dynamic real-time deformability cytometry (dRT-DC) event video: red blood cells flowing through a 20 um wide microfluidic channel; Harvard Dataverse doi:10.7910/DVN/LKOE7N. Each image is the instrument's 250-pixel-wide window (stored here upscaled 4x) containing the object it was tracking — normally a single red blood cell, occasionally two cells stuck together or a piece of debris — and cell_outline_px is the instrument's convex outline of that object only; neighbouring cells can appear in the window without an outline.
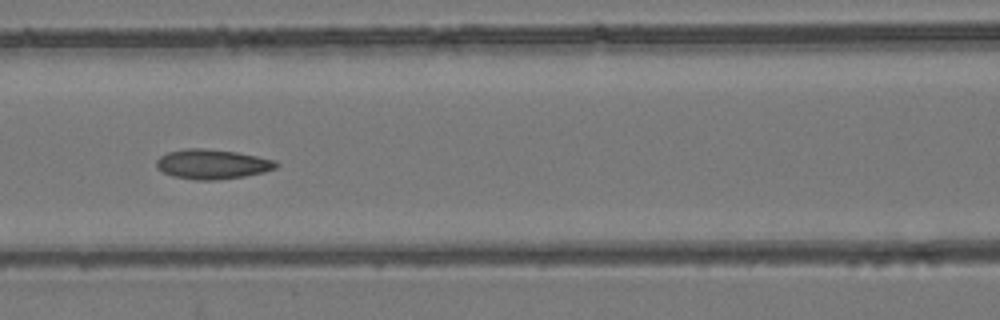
{"species": "common noctule bat (a hibernating species)", "species_latin": "Nyctalus noctula", "temperature_condition": "room temperature", "stored_images_in_passage": 9, "camera_frame_rate_fps": 3000, "um_per_image_px": 0.085, "animal": {"sex": "female", "body_mass_g": 24.6, "forearm_length_mm": 56.2}, "frame": {"image": 1, "passage_image": 6, "time_ms": 1.667, "image_size_px": [1000, 320], "cell_outline_px": [[280, 164], [276, 168], [264, 172], [244, 176], [216, 180], [196, 180], [172, 176], [156, 168], [156, 160], [160, 156], [168, 152], [184, 148], [204, 148], [236, 152], [276, 160]], "centroid_in_image_um": [18.04, 13.95], "position_along_channel_um": 148.6, "area_um2": 20.81}}
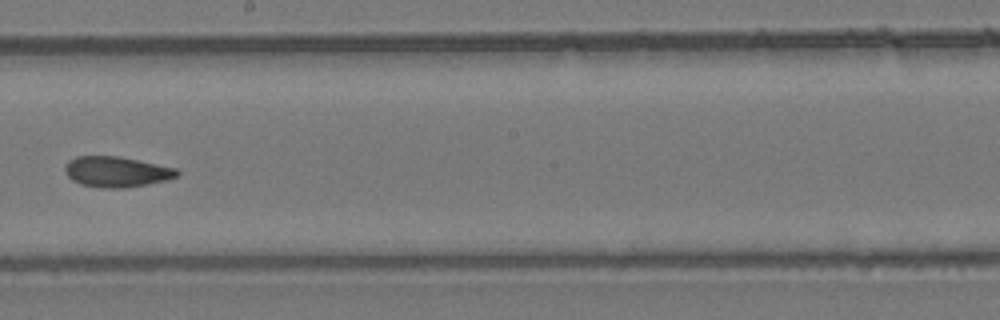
{"frame": {"image": 2, "passage_image": 8, "time_ms": 2.333, "image_size_px": [1000, 320], "cell_outline_px": [[180, 172], [176, 176], [168, 180], [124, 188], [100, 188], [80, 184], [72, 180], [64, 172], [64, 168], [68, 160], [76, 156], [120, 156], [176, 168]], "centroid_in_image_um": [9.87, 14.6], "position_along_channel_um": 238.3, "area_um2": 20.06}}
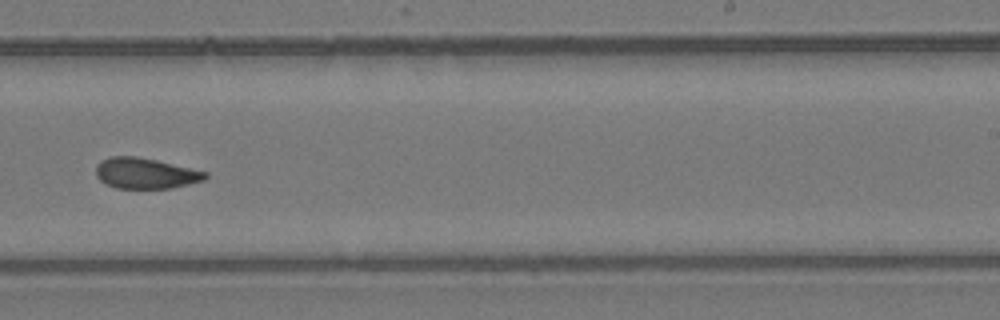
{"frame": {"image": 3, "passage_image": 9, "time_ms": 2.667, "image_size_px": [1000, 320], "cell_outline_px": [[208, 176], [204, 180], [172, 188], [116, 188], [104, 184], [96, 176], [96, 164], [100, 160], [112, 156], [136, 156], [156, 160], [208, 172]], "centroid_in_image_um": [12.33, 14.73], "position_along_channel_um": 276.7, "area_um2": 19.65}}